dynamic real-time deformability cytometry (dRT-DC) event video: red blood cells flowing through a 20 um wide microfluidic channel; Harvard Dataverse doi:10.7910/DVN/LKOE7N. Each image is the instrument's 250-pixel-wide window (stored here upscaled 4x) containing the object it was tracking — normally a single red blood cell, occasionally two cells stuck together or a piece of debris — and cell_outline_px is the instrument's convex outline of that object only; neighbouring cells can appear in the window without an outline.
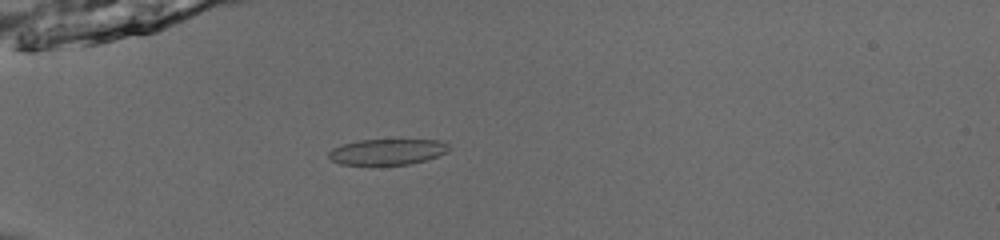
{"species": "common noctule bat (a hibernating species)", "species_latin": "Nyctalus noctula", "temperature_condition": "room temperature", "stored_images_in_passage": 35, "camera_frame_rate_fps": 3000, "um_per_image_px": 0.085, "animal": {"sex": "male", "body_mass_g": 13.0, "forearm_length_mm": 53.1}, "frame": {"image": 1, "passage_image": 18, "time_ms": 5.667, "image_size_px": [1000, 240], "cell_outline_px": [[452, 148], [448, 152], [424, 160], [408, 164], [340, 164], [332, 160], [328, 156], [328, 152], [332, 148], [344, 144], [360, 140], [436, 140], [448, 144]], "centroid_in_image_um": [32.93, 12.89], "position_along_channel_um": 52.1, "area_um2": 17.8}}
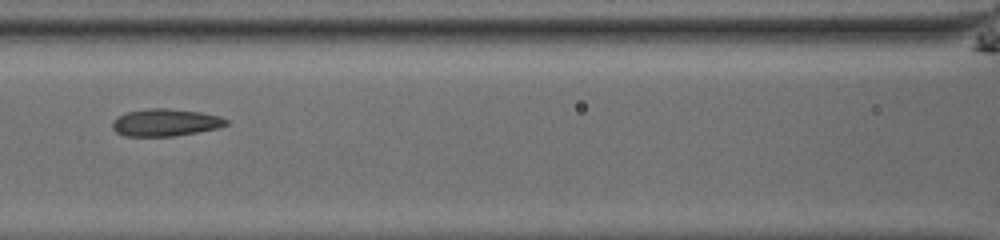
{"frame": {"image": 2, "passage_image": 27, "time_ms": 8.667, "image_size_px": [1000, 240], "cell_outline_px": [[228, 124], [216, 128], [176, 136], [124, 136], [116, 132], [112, 128], [112, 120], [124, 112], [152, 108], [168, 108], [200, 112], [220, 116], [228, 120]], "centroid_in_image_um": [14.02, 10.41], "position_along_channel_um": 152.6, "area_um2": 18.15}}
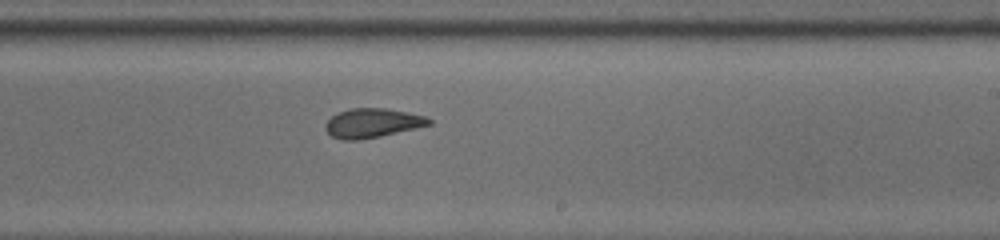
{"frame": {"image": 3, "passage_image": 35, "time_ms": 11.333, "image_size_px": [1000, 240], "cell_outline_px": [[432, 124], [416, 128], [380, 136], [356, 140], [344, 140], [332, 136], [324, 128], [324, 124], [332, 116], [340, 112], [352, 108], [384, 108], [424, 116], [432, 120]], "centroid_in_image_um": [31.63, 10.46], "position_along_channel_um": 257.4, "area_um2": 17.34}}